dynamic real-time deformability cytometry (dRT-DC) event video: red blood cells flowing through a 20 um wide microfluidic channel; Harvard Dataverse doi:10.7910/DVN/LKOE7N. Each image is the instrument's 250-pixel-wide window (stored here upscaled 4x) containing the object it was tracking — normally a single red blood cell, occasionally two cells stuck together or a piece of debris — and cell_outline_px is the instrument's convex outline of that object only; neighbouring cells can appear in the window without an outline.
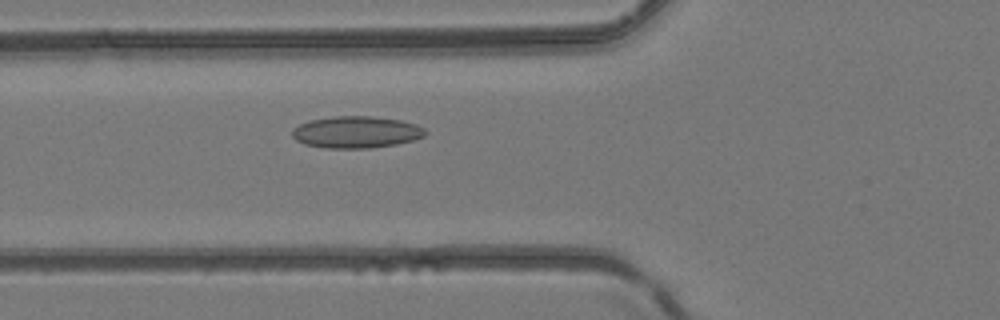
{"species": "common noctule bat (a hibernating species)", "species_latin": "Nyctalus noctula", "temperature_condition": "room temperature", "stored_images_in_passage": 40, "camera_frame_rate_fps": 3000, "um_per_image_px": 0.085, "animal": {"sex": "female", "body_mass_g": 24.6, "forearm_length_mm": 56.2}, "frame": {"image": 1, "passage_image": 10, "time_ms": 3.0, "image_size_px": [1000, 320], "cell_outline_px": [[428, 132], [424, 136], [412, 140], [396, 144], [372, 148], [324, 148], [304, 144], [296, 140], [292, 136], [292, 128], [308, 120], [332, 116], [372, 116], [400, 120], [416, 124], [424, 128]], "centroid_in_image_um": [30.26, 11.23], "position_along_channel_um": 95.5, "area_um2": 24.85}}
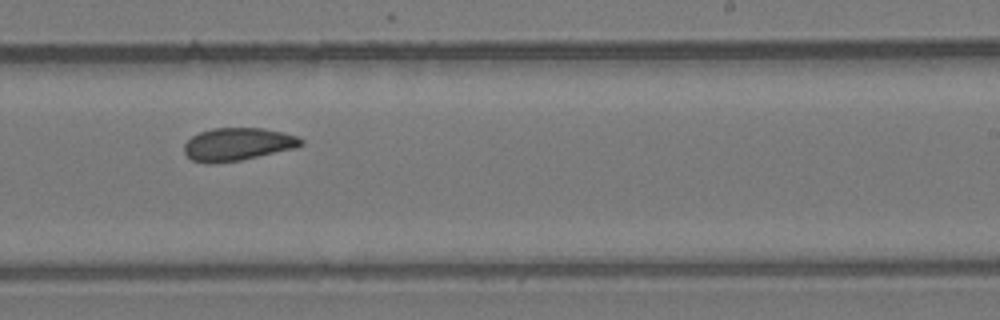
{"frame": {"image": 2, "passage_image": 22, "time_ms": 7.0, "image_size_px": [1000, 320], "cell_outline_px": [[304, 144], [296, 148], [240, 160], [212, 164], [204, 164], [192, 160], [184, 152], [184, 144], [192, 136], [200, 132], [212, 128], [264, 128], [284, 132], [296, 136], [304, 140]], "centroid_in_image_um": [20.2, 12.26], "position_along_channel_um": 268.8, "area_um2": 22.48}}
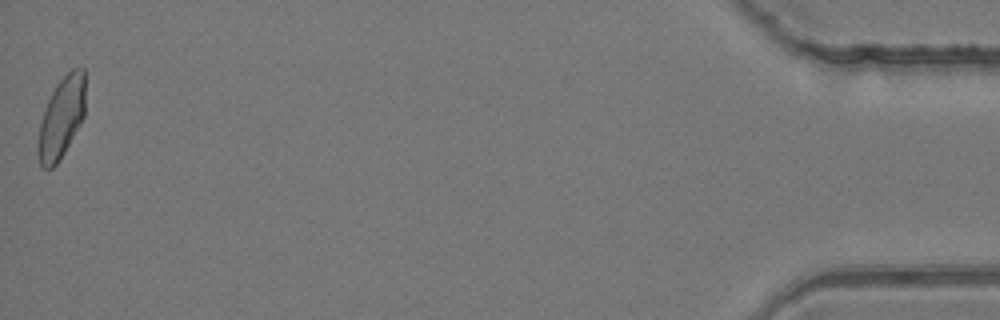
{"frame": {"image": 3, "passage_image": 40, "time_ms": 13.0, "image_size_px": [1000, 320], "cell_outline_px": [[84, 116], [80, 124], [64, 152], [56, 164], [52, 168], [44, 168], [40, 164], [36, 152], [36, 148], [40, 124], [48, 100], [56, 84], [72, 68], [84, 68]], "centroid_in_image_um": [5.2, 10.02], "position_along_channel_um": 430.0, "area_um2": 22.02}}